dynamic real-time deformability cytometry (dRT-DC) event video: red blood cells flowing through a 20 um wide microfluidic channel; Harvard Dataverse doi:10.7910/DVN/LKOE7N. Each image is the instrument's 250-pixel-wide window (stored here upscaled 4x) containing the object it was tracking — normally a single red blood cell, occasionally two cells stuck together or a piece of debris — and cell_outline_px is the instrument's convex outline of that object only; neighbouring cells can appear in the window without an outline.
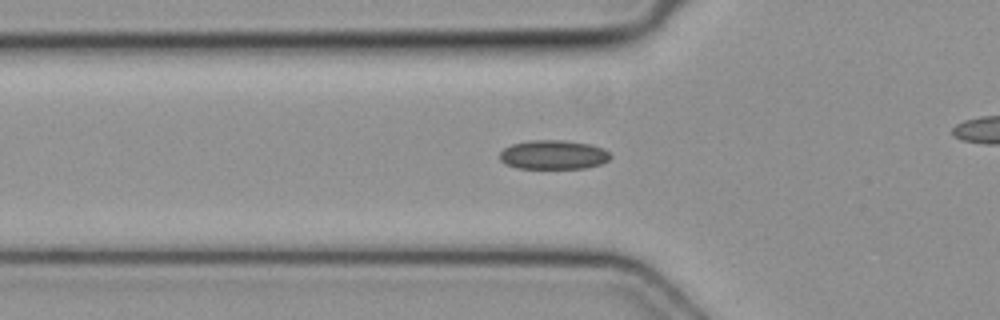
{"species": "common noctule bat (a hibernating species)", "species_latin": "Nyctalus noctula", "temperature_condition": "cold", "stored_images_in_passage": 37, "camera_frame_rate_fps": 3000, "um_per_image_px": 0.085, "animal": {"sex": "female", "body_mass_g": 19.3, "forearm_length_mm": 54.1}, "frame": {"image": 1, "passage_image": 12, "time_ms": 3.667, "image_size_px": [1000, 320], "cell_outline_px": [[612, 156], [608, 160], [600, 164], [584, 168], [516, 168], [504, 164], [500, 160], [500, 152], [504, 148], [512, 144], [528, 140], [564, 140], [592, 144], [604, 148]], "centroid_in_image_um": [47.03, 13.14], "position_along_channel_um": 78.8, "area_um2": 18.96}}
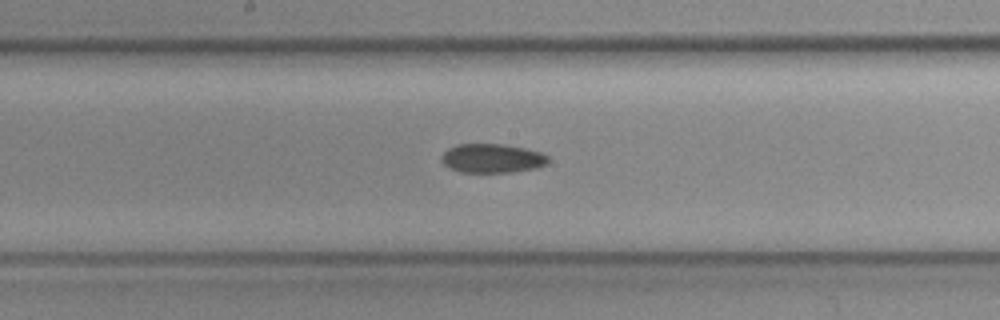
{"frame": {"image": 2, "passage_image": 21, "time_ms": 6.667, "image_size_px": [1000, 320], "cell_outline_px": [[548, 160], [544, 164], [536, 168], [512, 172], [460, 172], [448, 168], [440, 160], [444, 152], [448, 148], [456, 144], [500, 144], [524, 148], [540, 152], [548, 156]], "centroid_in_image_um": [41.78, 13.46], "position_along_channel_um": 206.4, "area_um2": 17.98}}
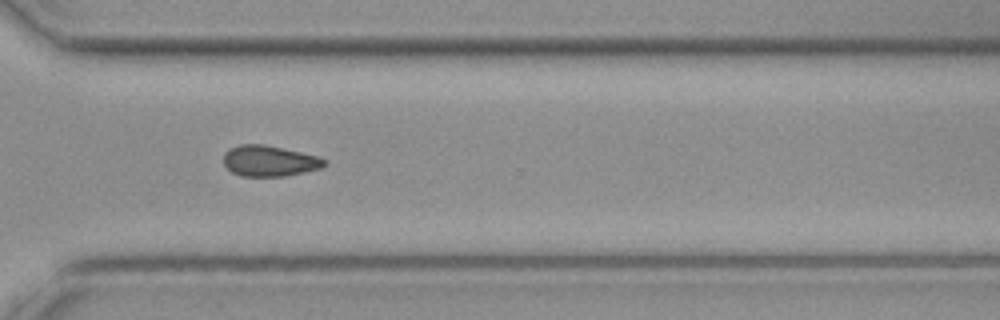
{"frame": {"image": 3, "passage_image": 31, "time_ms": 10.0, "image_size_px": [1000, 320], "cell_outline_px": [[328, 160], [320, 168], [304, 172], [284, 176], [240, 176], [232, 172], [224, 164], [224, 152], [228, 148], [240, 144], [264, 144], [320, 156]], "centroid_in_image_um": [22.89, 13.67], "position_along_channel_um": 347.7, "area_um2": 18.21}}